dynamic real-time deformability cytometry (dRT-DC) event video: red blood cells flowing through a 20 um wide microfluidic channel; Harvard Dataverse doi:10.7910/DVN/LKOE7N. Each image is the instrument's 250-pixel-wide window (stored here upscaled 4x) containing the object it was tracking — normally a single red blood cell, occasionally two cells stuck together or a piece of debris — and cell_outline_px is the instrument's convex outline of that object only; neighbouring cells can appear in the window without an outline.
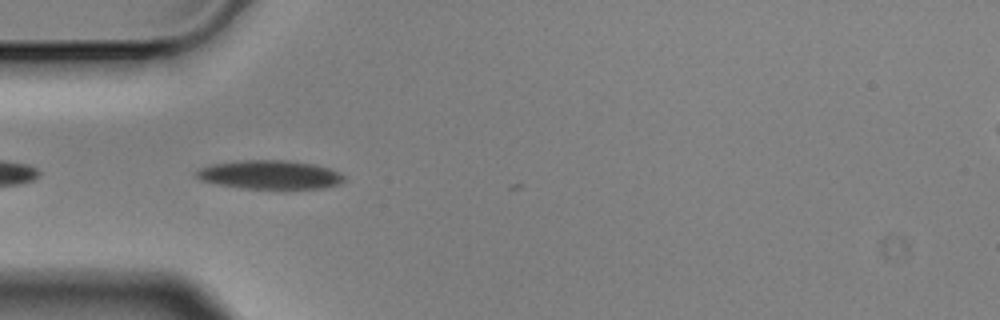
{"species": "Egyptian fruit bat (a non-hibernating species)", "species_latin": "Rousettus aegyptiacus", "temperature_condition": "cold", "stored_images_in_passage": 4, "camera_frame_rate_fps": 3000, "um_per_image_px": 0.085, "animal": {"sex": "male"}, "frame": {"image": 1, "passage_image": 2, "time_ms": 0.333, "image_size_px": [1000, 320], "cell_outline_px": [[348, 180], [340, 184], [324, 188], [240, 188], [216, 184], [200, 180], [192, 172], [200, 168], [212, 164], [240, 160], [288, 160], [316, 164], [340, 172]], "centroid_in_image_um": [22.95, 14.84], "position_along_channel_um": 62.1, "area_um2": 25.03}}